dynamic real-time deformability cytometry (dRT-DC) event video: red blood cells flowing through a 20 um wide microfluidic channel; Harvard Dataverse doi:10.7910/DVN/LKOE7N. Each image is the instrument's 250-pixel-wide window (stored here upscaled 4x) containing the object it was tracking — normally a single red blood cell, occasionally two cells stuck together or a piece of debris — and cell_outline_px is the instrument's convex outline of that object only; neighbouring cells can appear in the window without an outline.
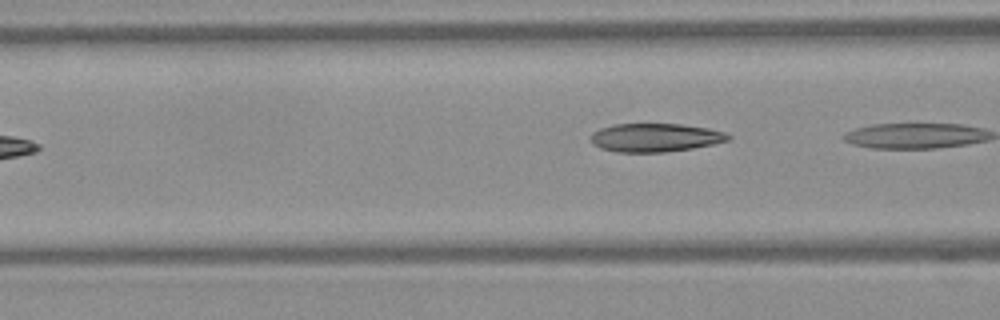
{"species": "Egyptian fruit bat (a non-hibernating species)", "species_latin": "Rousettus aegyptiacus", "temperature_condition": "warm", "stored_images_in_passage": 7, "camera_frame_rate_fps": 3000, "um_per_image_px": 0.085, "frame": {"image": 1, "passage_image": 7, "time_ms": 2.0, "image_size_px": [1000, 320], "cell_outline_px": [[732, 140], [692, 148], [664, 152], [616, 152], [600, 148], [592, 144], [592, 132], [600, 128], [612, 124], [680, 124], [708, 128], [724, 132], [732, 136]], "centroid_in_image_um": [55.7, 11.69], "position_along_channel_um": 110.9, "area_um2": 22.83}}